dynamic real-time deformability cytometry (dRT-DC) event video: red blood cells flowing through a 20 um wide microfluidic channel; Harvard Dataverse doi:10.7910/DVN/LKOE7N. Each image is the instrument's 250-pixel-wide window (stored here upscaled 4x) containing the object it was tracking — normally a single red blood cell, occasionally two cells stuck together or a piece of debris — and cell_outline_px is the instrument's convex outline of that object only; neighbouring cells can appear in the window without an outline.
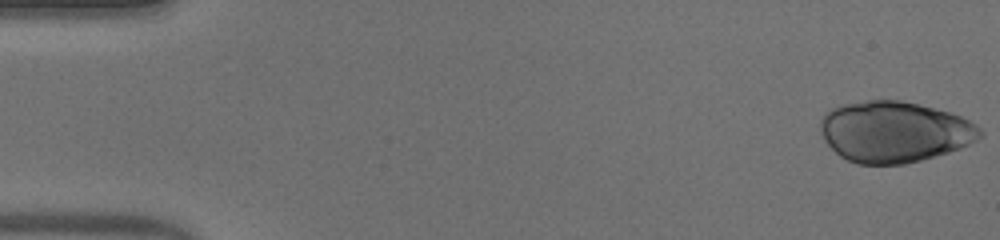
{"species": "human", "species_latin": "Homo sapiens", "temperature_condition": "warm", "stored_images_in_passage": 3, "camera_frame_rate_fps": 3000, "um_per_image_px": 0.085, "donor": {"sex": "male"}, "frame": {"image": 1, "passage_image": 1, "time_ms": 0.0, "image_size_px": [1000, 240], "cell_outline_px": [[984, 136], [960, 148], [948, 152], [920, 160], [904, 164], [856, 164], [840, 156], [824, 140], [820, 132], [820, 120], [832, 108], [840, 104], [868, 100], [900, 100], [948, 112], [960, 116], [976, 124], [984, 132]], "centroid_in_image_um": [76.01, 11.2], "position_along_channel_um": 9.0, "area_um2": 56.64}}